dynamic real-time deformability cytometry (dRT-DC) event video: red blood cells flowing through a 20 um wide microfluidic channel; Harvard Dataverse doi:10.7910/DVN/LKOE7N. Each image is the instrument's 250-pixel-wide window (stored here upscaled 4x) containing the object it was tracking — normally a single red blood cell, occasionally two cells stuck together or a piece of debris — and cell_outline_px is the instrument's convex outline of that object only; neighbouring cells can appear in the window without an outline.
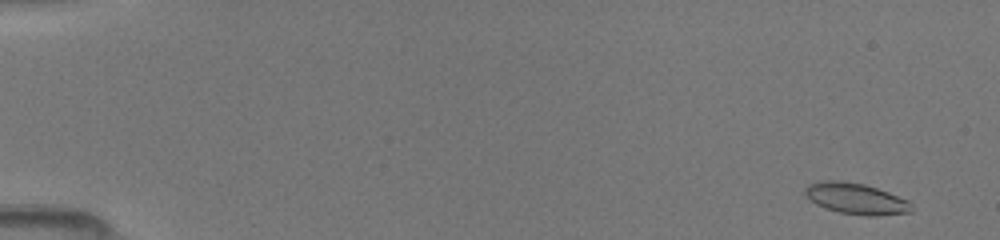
{"species": "common noctule bat (a hibernating species)", "species_latin": "Nyctalus noctula", "temperature_condition": "room temperature", "stored_images_in_passage": 50, "camera_frame_rate_fps": 3000, "um_per_image_px": 0.085, "animal": {"sex": "female", "body_mass_g": 19.5, "forearm_length_mm": 54.1}, "frame": {"image": 1, "passage_image": 2, "time_ms": 0.333, "image_size_px": [1000, 240], "cell_outline_px": [[912, 212], [876, 216], [864, 216], [840, 212], [816, 204], [804, 196], [804, 188], [808, 184], [820, 180], [840, 180], [864, 184], [888, 192], [908, 200], [912, 204]], "centroid_in_image_um": [72.74, 16.88], "position_along_channel_um": 12.3, "area_um2": 19.42}}
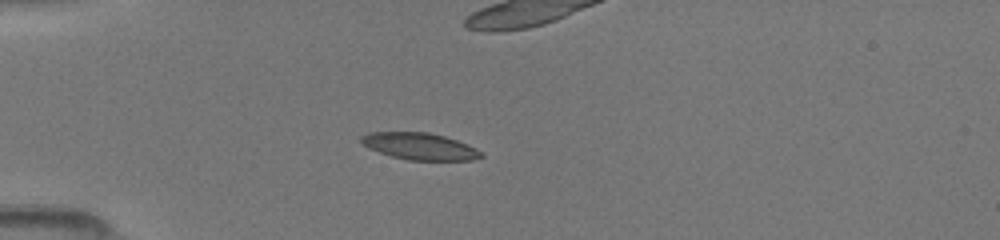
{"frame": {"image": 2, "passage_image": 14, "time_ms": 4.333, "image_size_px": [1000, 240], "cell_outline_px": [[484, 156], [472, 160], [408, 160], [392, 156], [368, 148], [360, 144], [360, 136], [368, 132], [428, 132], [444, 136], [468, 144], [484, 152]], "centroid_in_image_um": [35.67, 12.43], "position_along_channel_um": 49.3, "area_um2": 18.9}}
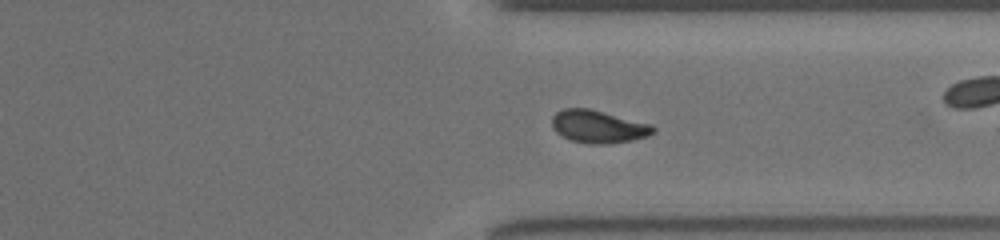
{"frame": {"image": 3, "passage_image": 38, "time_ms": 12.333, "image_size_px": [1000, 240], "cell_outline_px": [[656, 132], [648, 136], [632, 140], [604, 144], [592, 144], [572, 140], [556, 132], [552, 128], [552, 116], [556, 112], [564, 108], [588, 108], [652, 124], [656, 128]], "centroid_in_image_um": [50.87, 10.75], "position_along_channel_um": 360.5, "area_um2": 19.25}}